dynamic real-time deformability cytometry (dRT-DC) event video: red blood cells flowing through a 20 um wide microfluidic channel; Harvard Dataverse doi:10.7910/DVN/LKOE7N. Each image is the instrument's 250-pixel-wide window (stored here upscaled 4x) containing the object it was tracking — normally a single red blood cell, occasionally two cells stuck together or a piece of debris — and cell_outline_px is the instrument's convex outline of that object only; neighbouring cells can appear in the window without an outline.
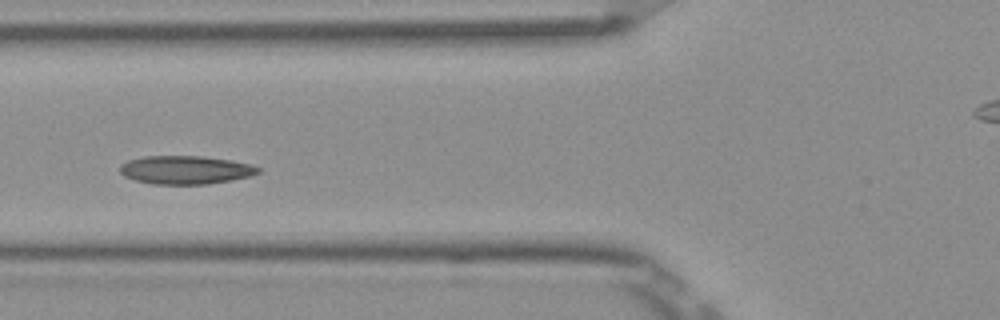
{"species": "Egyptian fruit bat (a non-hibernating species)", "species_latin": "Rousettus aegyptiacus", "temperature_condition": "room temperature", "stored_images_in_passage": 6, "camera_frame_rate_fps": 3000, "um_per_image_px": 0.085, "frame": {"image": 1, "passage_image": 6, "time_ms": 1.667, "image_size_px": [1000, 320], "cell_outline_px": [[260, 172], [252, 176], [232, 180], [208, 184], [152, 184], [136, 180], [124, 176], [120, 172], [120, 164], [128, 160], [144, 156], [204, 156], [232, 160], [252, 164], [260, 168]], "centroid_in_image_um": [15.8, 14.44], "position_along_channel_um": 110.0, "area_um2": 23.06}}